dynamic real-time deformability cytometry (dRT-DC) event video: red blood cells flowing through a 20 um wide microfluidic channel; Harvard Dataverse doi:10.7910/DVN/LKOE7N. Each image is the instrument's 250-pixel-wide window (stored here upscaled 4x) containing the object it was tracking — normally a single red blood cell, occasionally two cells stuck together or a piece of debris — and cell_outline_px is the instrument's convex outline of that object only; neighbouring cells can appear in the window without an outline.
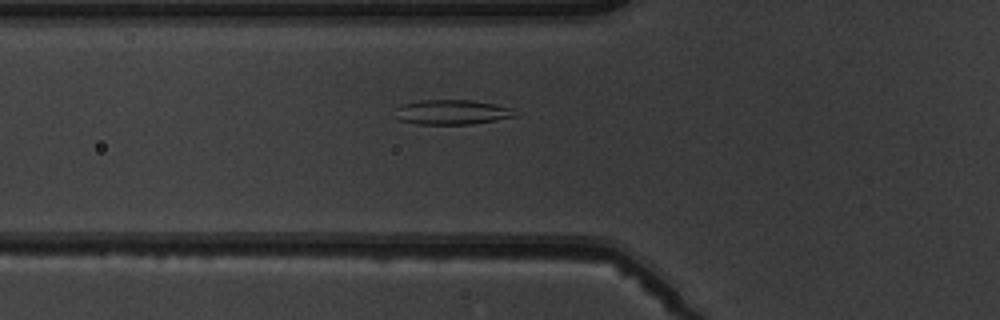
{"species": "common noctule bat (a hibernating species)", "species_latin": "Nyctalus noctula", "temperature_condition": "warm", "stored_images_in_passage": 5, "camera_frame_rate_fps": 3000, "um_per_image_px": 0.085, "animal": {"sex": "male", "body_mass_g": 19.5, "forearm_length_mm": 54.6}, "frame": {"image": 1, "passage_image": 5, "time_ms": 4.667, "image_size_px": [1000, 320], "cell_outline_px": [[520, 116], [472, 124], [420, 124], [400, 120], [396, 108], [400, 104], [420, 100], [472, 100], [496, 104], [512, 108]], "centroid_in_image_um": [38.49, 9.52], "position_along_channel_um": 87.3, "area_um2": 17.34}}